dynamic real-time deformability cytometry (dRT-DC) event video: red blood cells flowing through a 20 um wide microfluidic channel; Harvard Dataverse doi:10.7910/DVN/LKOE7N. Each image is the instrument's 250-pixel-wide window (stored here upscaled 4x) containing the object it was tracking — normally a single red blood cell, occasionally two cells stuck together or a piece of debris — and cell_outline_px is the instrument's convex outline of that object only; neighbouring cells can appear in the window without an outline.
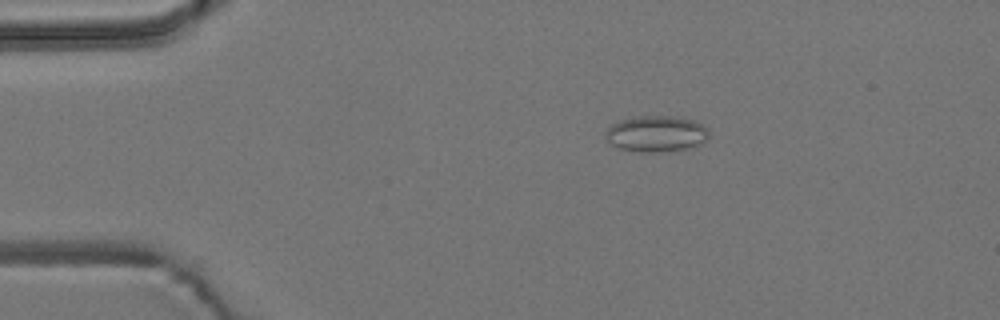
{"species": "common noctule bat (a hibernating species)", "species_latin": "Nyctalus noctula", "temperature_condition": "room temperature", "stored_images_in_passage": 5, "camera_frame_rate_fps": 3000, "um_per_image_px": 0.085, "animal": {"sex": "male", "body_mass_g": 19.2, "forearm_length_mm": 51.8}, "frame": {"image": 1, "passage_image": 2, "time_ms": 0.333, "image_size_px": [1000, 320], "cell_outline_px": [[708, 136], [704, 144], [688, 148], [668, 152], [640, 152], [620, 148], [612, 144], [604, 136], [604, 132], [608, 124], [620, 120], [636, 116], [672, 116], [692, 120], [704, 124], [708, 128]], "centroid_in_image_um": [55.78, 11.37], "position_along_channel_um": 29.2, "area_um2": 22.2}}